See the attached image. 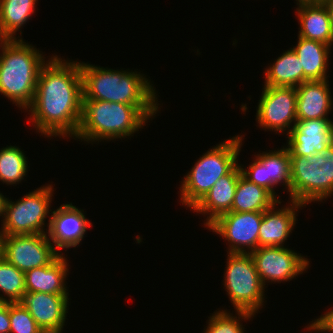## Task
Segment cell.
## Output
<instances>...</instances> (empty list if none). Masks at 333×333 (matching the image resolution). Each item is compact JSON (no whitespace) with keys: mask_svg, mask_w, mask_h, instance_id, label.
Listing matches in <instances>:
<instances>
[{"mask_svg":"<svg viewBox=\"0 0 333 333\" xmlns=\"http://www.w3.org/2000/svg\"><path fill=\"white\" fill-rule=\"evenodd\" d=\"M262 218L263 212L229 211L218 216L206 228L228 241L227 253H250L258 248Z\"/></svg>","mask_w":333,"mask_h":333,"instance_id":"11","label":"cell"},{"mask_svg":"<svg viewBox=\"0 0 333 333\" xmlns=\"http://www.w3.org/2000/svg\"><path fill=\"white\" fill-rule=\"evenodd\" d=\"M80 71L83 100L134 105L149 120L160 112L156 88L145 74L129 69L104 68L81 61Z\"/></svg>","mask_w":333,"mask_h":333,"instance_id":"2","label":"cell"},{"mask_svg":"<svg viewBox=\"0 0 333 333\" xmlns=\"http://www.w3.org/2000/svg\"><path fill=\"white\" fill-rule=\"evenodd\" d=\"M64 327L41 329L39 333H63Z\"/></svg>","mask_w":333,"mask_h":333,"instance_id":"35","label":"cell"},{"mask_svg":"<svg viewBox=\"0 0 333 333\" xmlns=\"http://www.w3.org/2000/svg\"><path fill=\"white\" fill-rule=\"evenodd\" d=\"M45 54L23 39H12L0 54V94L25 111L34 100Z\"/></svg>","mask_w":333,"mask_h":333,"instance_id":"3","label":"cell"},{"mask_svg":"<svg viewBox=\"0 0 333 333\" xmlns=\"http://www.w3.org/2000/svg\"><path fill=\"white\" fill-rule=\"evenodd\" d=\"M269 151V152H268ZM254 155L253 162L246 168L239 163L242 175L250 182L269 190L278 200L277 185H283L291 200V160L285 146L277 150H268ZM281 183V184H280ZM283 183V184H282Z\"/></svg>","mask_w":333,"mask_h":333,"instance_id":"12","label":"cell"},{"mask_svg":"<svg viewBox=\"0 0 333 333\" xmlns=\"http://www.w3.org/2000/svg\"><path fill=\"white\" fill-rule=\"evenodd\" d=\"M242 174L239 163L225 176L221 177L208 193L191 209V211L207 215L204 220L206 228L218 216L231 211L237 182Z\"/></svg>","mask_w":333,"mask_h":333,"instance_id":"18","label":"cell"},{"mask_svg":"<svg viewBox=\"0 0 333 333\" xmlns=\"http://www.w3.org/2000/svg\"><path fill=\"white\" fill-rule=\"evenodd\" d=\"M289 202L284 207L279 208L282 201L278 200L272 207L263 212L258 247H284L285 241L290 237L298 221V210L305 208L304 204L293 200Z\"/></svg>","mask_w":333,"mask_h":333,"instance_id":"16","label":"cell"},{"mask_svg":"<svg viewBox=\"0 0 333 333\" xmlns=\"http://www.w3.org/2000/svg\"><path fill=\"white\" fill-rule=\"evenodd\" d=\"M329 309L320 317L310 321L311 323L309 322V324L305 326L306 330L311 333L312 331L315 333H333V307Z\"/></svg>","mask_w":333,"mask_h":333,"instance_id":"30","label":"cell"},{"mask_svg":"<svg viewBox=\"0 0 333 333\" xmlns=\"http://www.w3.org/2000/svg\"><path fill=\"white\" fill-rule=\"evenodd\" d=\"M332 46L326 45L322 42L309 40L298 36V41L293 46V51L301 60V68L306 81H321L330 78L329 58ZM328 74V76H327Z\"/></svg>","mask_w":333,"mask_h":333,"instance_id":"22","label":"cell"},{"mask_svg":"<svg viewBox=\"0 0 333 333\" xmlns=\"http://www.w3.org/2000/svg\"><path fill=\"white\" fill-rule=\"evenodd\" d=\"M54 191L52 184H46L24 194L16 201L7 198L0 228L3 235L47 234Z\"/></svg>","mask_w":333,"mask_h":333,"instance_id":"7","label":"cell"},{"mask_svg":"<svg viewBox=\"0 0 333 333\" xmlns=\"http://www.w3.org/2000/svg\"><path fill=\"white\" fill-rule=\"evenodd\" d=\"M9 303L0 301V333H10Z\"/></svg>","mask_w":333,"mask_h":333,"instance_id":"31","label":"cell"},{"mask_svg":"<svg viewBox=\"0 0 333 333\" xmlns=\"http://www.w3.org/2000/svg\"><path fill=\"white\" fill-rule=\"evenodd\" d=\"M322 3L325 5V7L328 11L329 19H330V22H331V27H332V30H333V0H326Z\"/></svg>","mask_w":333,"mask_h":333,"instance_id":"33","label":"cell"},{"mask_svg":"<svg viewBox=\"0 0 333 333\" xmlns=\"http://www.w3.org/2000/svg\"><path fill=\"white\" fill-rule=\"evenodd\" d=\"M10 333H39L37 325L29 311L20 303H9Z\"/></svg>","mask_w":333,"mask_h":333,"instance_id":"29","label":"cell"},{"mask_svg":"<svg viewBox=\"0 0 333 333\" xmlns=\"http://www.w3.org/2000/svg\"><path fill=\"white\" fill-rule=\"evenodd\" d=\"M291 200L304 204L333 196V142L310 157L290 156Z\"/></svg>","mask_w":333,"mask_h":333,"instance_id":"6","label":"cell"},{"mask_svg":"<svg viewBox=\"0 0 333 333\" xmlns=\"http://www.w3.org/2000/svg\"><path fill=\"white\" fill-rule=\"evenodd\" d=\"M296 3H317V2H324L326 0H296Z\"/></svg>","mask_w":333,"mask_h":333,"instance_id":"37","label":"cell"},{"mask_svg":"<svg viewBox=\"0 0 333 333\" xmlns=\"http://www.w3.org/2000/svg\"><path fill=\"white\" fill-rule=\"evenodd\" d=\"M3 237L4 235L0 229V259L3 257Z\"/></svg>","mask_w":333,"mask_h":333,"instance_id":"36","label":"cell"},{"mask_svg":"<svg viewBox=\"0 0 333 333\" xmlns=\"http://www.w3.org/2000/svg\"><path fill=\"white\" fill-rule=\"evenodd\" d=\"M82 106L80 61L49 56L39 71L34 100L24 111L30 115L31 126L46 138H74L81 123Z\"/></svg>","mask_w":333,"mask_h":333,"instance_id":"1","label":"cell"},{"mask_svg":"<svg viewBox=\"0 0 333 333\" xmlns=\"http://www.w3.org/2000/svg\"><path fill=\"white\" fill-rule=\"evenodd\" d=\"M60 254L48 234L3 237V257L24 273L52 263Z\"/></svg>","mask_w":333,"mask_h":333,"instance_id":"13","label":"cell"},{"mask_svg":"<svg viewBox=\"0 0 333 333\" xmlns=\"http://www.w3.org/2000/svg\"><path fill=\"white\" fill-rule=\"evenodd\" d=\"M28 158L18 146L7 145L0 149V181L14 185L21 183L28 173Z\"/></svg>","mask_w":333,"mask_h":333,"instance_id":"26","label":"cell"},{"mask_svg":"<svg viewBox=\"0 0 333 333\" xmlns=\"http://www.w3.org/2000/svg\"><path fill=\"white\" fill-rule=\"evenodd\" d=\"M256 107L259 128L275 134H288L297 121L295 87L264 86Z\"/></svg>","mask_w":333,"mask_h":333,"instance_id":"9","label":"cell"},{"mask_svg":"<svg viewBox=\"0 0 333 333\" xmlns=\"http://www.w3.org/2000/svg\"><path fill=\"white\" fill-rule=\"evenodd\" d=\"M50 227L48 230L49 240L60 252L71 248H78L84 239L87 229L92 223L84 214V210L71 203H65L51 212Z\"/></svg>","mask_w":333,"mask_h":333,"instance_id":"14","label":"cell"},{"mask_svg":"<svg viewBox=\"0 0 333 333\" xmlns=\"http://www.w3.org/2000/svg\"><path fill=\"white\" fill-rule=\"evenodd\" d=\"M300 59L292 48L278 56L265 68L263 86L297 87L305 82Z\"/></svg>","mask_w":333,"mask_h":333,"instance_id":"23","label":"cell"},{"mask_svg":"<svg viewBox=\"0 0 333 333\" xmlns=\"http://www.w3.org/2000/svg\"><path fill=\"white\" fill-rule=\"evenodd\" d=\"M286 136L284 146L290 156L310 157L321 153L333 142V120H297Z\"/></svg>","mask_w":333,"mask_h":333,"instance_id":"15","label":"cell"},{"mask_svg":"<svg viewBox=\"0 0 333 333\" xmlns=\"http://www.w3.org/2000/svg\"><path fill=\"white\" fill-rule=\"evenodd\" d=\"M235 316L227 309L214 311L207 320L202 333H246L242 321L252 320L254 314L245 311H235ZM243 319V320H242Z\"/></svg>","mask_w":333,"mask_h":333,"instance_id":"28","label":"cell"},{"mask_svg":"<svg viewBox=\"0 0 333 333\" xmlns=\"http://www.w3.org/2000/svg\"><path fill=\"white\" fill-rule=\"evenodd\" d=\"M0 301L21 302L25 293V273L10 264L4 257L0 259Z\"/></svg>","mask_w":333,"mask_h":333,"instance_id":"27","label":"cell"},{"mask_svg":"<svg viewBox=\"0 0 333 333\" xmlns=\"http://www.w3.org/2000/svg\"><path fill=\"white\" fill-rule=\"evenodd\" d=\"M329 80L306 81L296 87L297 120L329 119L333 109Z\"/></svg>","mask_w":333,"mask_h":333,"instance_id":"19","label":"cell"},{"mask_svg":"<svg viewBox=\"0 0 333 333\" xmlns=\"http://www.w3.org/2000/svg\"><path fill=\"white\" fill-rule=\"evenodd\" d=\"M37 2L38 0H0V25L11 39H23L16 37L17 31L33 17Z\"/></svg>","mask_w":333,"mask_h":333,"instance_id":"25","label":"cell"},{"mask_svg":"<svg viewBox=\"0 0 333 333\" xmlns=\"http://www.w3.org/2000/svg\"><path fill=\"white\" fill-rule=\"evenodd\" d=\"M224 285L234 311L256 316L265 301L263 286L250 253H227Z\"/></svg>","mask_w":333,"mask_h":333,"instance_id":"8","label":"cell"},{"mask_svg":"<svg viewBox=\"0 0 333 333\" xmlns=\"http://www.w3.org/2000/svg\"><path fill=\"white\" fill-rule=\"evenodd\" d=\"M276 202L278 199L269 190L250 182L241 174L237 182L231 211L264 212Z\"/></svg>","mask_w":333,"mask_h":333,"instance_id":"24","label":"cell"},{"mask_svg":"<svg viewBox=\"0 0 333 333\" xmlns=\"http://www.w3.org/2000/svg\"><path fill=\"white\" fill-rule=\"evenodd\" d=\"M250 255L265 288L267 283L290 282L310 268V259L307 256L286 246L258 247L250 252Z\"/></svg>","mask_w":333,"mask_h":333,"instance_id":"10","label":"cell"},{"mask_svg":"<svg viewBox=\"0 0 333 333\" xmlns=\"http://www.w3.org/2000/svg\"><path fill=\"white\" fill-rule=\"evenodd\" d=\"M296 4L298 36L333 47V30L325 5L322 2Z\"/></svg>","mask_w":333,"mask_h":333,"instance_id":"21","label":"cell"},{"mask_svg":"<svg viewBox=\"0 0 333 333\" xmlns=\"http://www.w3.org/2000/svg\"><path fill=\"white\" fill-rule=\"evenodd\" d=\"M244 135H235L209 148L198 158L180 181V203L190 210L208 193L214 184L227 175L240 161Z\"/></svg>","mask_w":333,"mask_h":333,"instance_id":"5","label":"cell"},{"mask_svg":"<svg viewBox=\"0 0 333 333\" xmlns=\"http://www.w3.org/2000/svg\"><path fill=\"white\" fill-rule=\"evenodd\" d=\"M150 120L134 105L83 100L82 118L74 138L93 144L131 138Z\"/></svg>","mask_w":333,"mask_h":333,"instance_id":"4","label":"cell"},{"mask_svg":"<svg viewBox=\"0 0 333 333\" xmlns=\"http://www.w3.org/2000/svg\"><path fill=\"white\" fill-rule=\"evenodd\" d=\"M69 295L42 292L25 293L20 302L41 329L64 327L69 310Z\"/></svg>","mask_w":333,"mask_h":333,"instance_id":"17","label":"cell"},{"mask_svg":"<svg viewBox=\"0 0 333 333\" xmlns=\"http://www.w3.org/2000/svg\"><path fill=\"white\" fill-rule=\"evenodd\" d=\"M61 253L52 263L33 268L25 273L26 293L42 292L58 295H69L66 277L69 274V263ZM68 291V292H67Z\"/></svg>","mask_w":333,"mask_h":333,"instance_id":"20","label":"cell"},{"mask_svg":"<svg viewBox=\"0 0 333 333\" xmlns=\"http://www.w3.org/2000/svg\"><path fill=\"white\" fill-rule=\"evenodd\" d=\"M6 195L4 196L3 193H1L0 191V217L2 218L1 219V223L4 219V211H5V203H6Z\"/></svg>","mask_w":333,"mask_h":333,"instance_id":"34","label":"cell"},{"mask_svg":"<svg viewBox=\"0 0 333 333\" xmlns=\"http://www.w3.org/2000/svg\"><path fill=\"white\" fill-rule=\"evenodd\" d=\"M12 39L5 33L2 26L0 25V54L3 51L4 47L11 41Z\"/></svg>","mask_w":333,"mask_h":333,"instance_id":"32","label":"cell"}]
</instances>
